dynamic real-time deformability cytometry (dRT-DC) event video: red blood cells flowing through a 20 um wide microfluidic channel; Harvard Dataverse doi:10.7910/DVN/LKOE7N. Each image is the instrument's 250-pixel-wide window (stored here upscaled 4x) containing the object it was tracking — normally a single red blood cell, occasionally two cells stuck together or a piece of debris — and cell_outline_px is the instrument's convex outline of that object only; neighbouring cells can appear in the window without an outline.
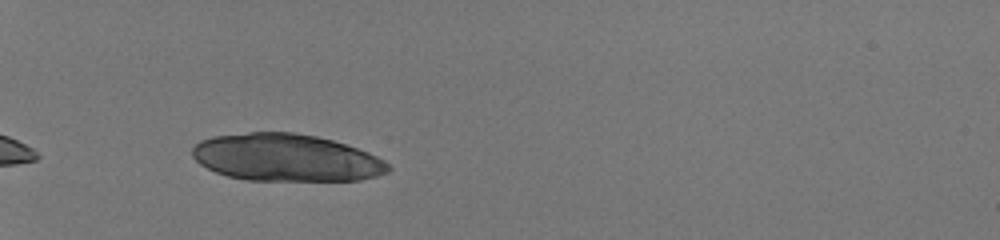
{"species": "human", "species_latin": "Homo sapiens", "temperature_condition": "room temperature", "stored_images_in_passage": 34, "camera_frame_rate_fps": 3000, "um_per_image_px": 0.085, "donor": {"sex": "male"}, "frame": {"image": 1, "passage_image": 1, "time_ms": 0.0, "image_size_px": [1000, 240], "cell_outline_px": [[392, 168], [388, 172], [376, 176], [360, 180], [248, 180], [228, 176], [216, 172], [200, 164], [192, 156], [192, 148], [200, 140], [212, 136], [248, 132], [296, 132], [316, 136], [332, 140], [368, 152], [384, 160]], "centroid_in_image_um": [24.31, 13.39], "position_along_channel_um": 60.7, "area_um2": 53.99}}